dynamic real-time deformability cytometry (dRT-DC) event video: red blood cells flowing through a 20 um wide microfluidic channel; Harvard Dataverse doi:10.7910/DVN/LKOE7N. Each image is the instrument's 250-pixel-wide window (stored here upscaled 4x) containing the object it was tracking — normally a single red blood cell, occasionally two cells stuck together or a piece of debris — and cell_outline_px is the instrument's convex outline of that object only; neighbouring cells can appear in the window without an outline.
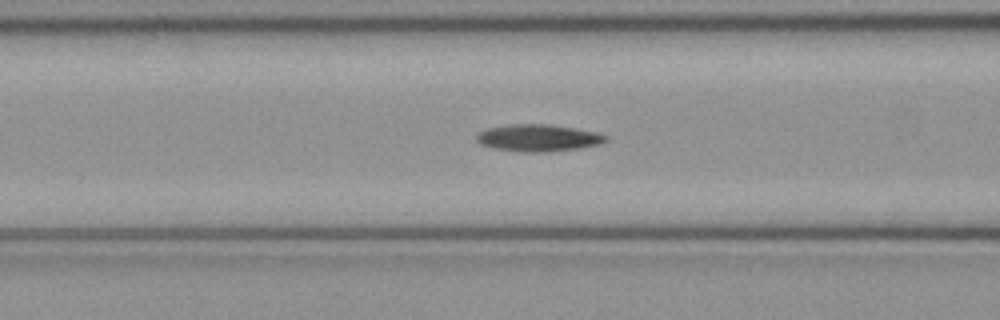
{"species": "common noctule bat (a hibernating species)", "species_latin": "Nyctalus noctula", "temperature_condition": "cold", "stored_images_in_passage": 39, "camera_frame_rate_fps": 3000, "um_per_image_px": 0.085, "animal": {"sex": "female", "body_mass_g": 21.9}, "frame": {"image": 1, "passage_image": 8, "time_ms": 2.333, "image_size_px": [1000, 320], "cell_outline_px": [[608, 140], [600, 144], [580, 148], [544, 152], [520, 152], [492, 148], [480, 144], [476, 140], [476, 136], [480, 132], [488, 128], [512, 124], [548, 124], [596, 132], [608, 136]], "centroid_in_image_um": [45.74, 11.73], "position_along_channel_um": 120.9, "area_um2": 20.29}}
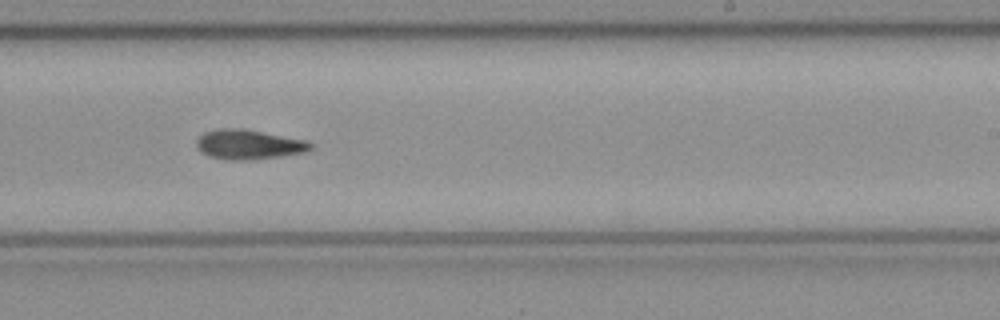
{"frame": {"image": 2, "passage_image": 19, "time_ms": 6.0, "image_size_px": [1000, 320], "cell_outline_px": [[312, 148], [308, 152], [252, 160], [224, 160], [208, 156], [200, 152], [196, 148], [196, 140], [204, 132], [220, 128], [244, 128], [308, 140], [312, 144]], "centroid_in_image_um": [21.13, 12.28], "position_along_channel_um": 267.9, "area_um2": 20.17}}
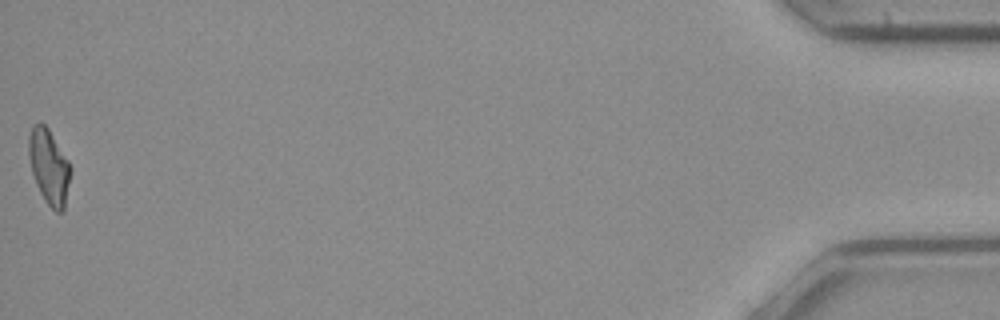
{"frame": {"image": 3, "passage_image": 39, "time_ms": 12.667, "image_size_px": [1000, 320], "cell_outline_px": [[72, 172], [64, 212], [56, 212], [48, 204], [40, 192], [36, 184], [32, 172], [28, 156], [28, 136], [32, 128], [36, 124], [44, 124], [48, 128], [68, 160], [72, 168]], "centroid_in_image_um": [4.19, 14.2], "position_along_channel_um": 431.0, "area_um2": 18.32}, "authors_computed_cell_mechanics": {"area_um2": 19.1318, "velocity_mm_per_s": 4.0065, "shape_relaxation_time_tau1_ms": 10.2529, "shape_relaxation_time_tau2_ms": null, "deformation_change_tau1": 0.2292, "deformation_change_tau2": null}}